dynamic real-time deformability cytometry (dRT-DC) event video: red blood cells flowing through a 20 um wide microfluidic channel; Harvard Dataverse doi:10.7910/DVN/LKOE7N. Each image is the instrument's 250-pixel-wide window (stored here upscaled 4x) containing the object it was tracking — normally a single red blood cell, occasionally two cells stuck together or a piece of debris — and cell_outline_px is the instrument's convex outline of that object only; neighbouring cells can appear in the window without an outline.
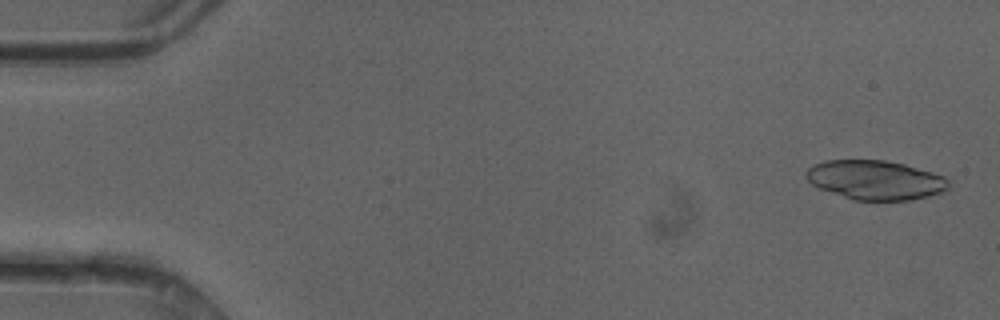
{"species": "common noctule bat (a hibernating species)", "species_latin": "Nyctalus noctula", "temperature_condition": "cold", "stored_images_in_passage": 45, "camera_frame_rate_fps": 3000, "um_per_image_px": 0.085, "animal": {"sex": "female"}, "frame": {"image": 1, "passage_image": 2, "time_ms": 0.333, "image_size_px": [1000, 320], "cell_outline_px": [[948, 188], [944, 192], [928, 196], [908, 200], [852, 200], [820, 188], [812, 184], [804, 176], [804, 172], [808, 168], [824, 160], [884, 160], [904, 164], [932, 172], [944, 176], [948, 180]], "centroid_in_image_um": [74.39, 15.3], "position_along_channel_um": 10.6, "area_um2": 32.6}}